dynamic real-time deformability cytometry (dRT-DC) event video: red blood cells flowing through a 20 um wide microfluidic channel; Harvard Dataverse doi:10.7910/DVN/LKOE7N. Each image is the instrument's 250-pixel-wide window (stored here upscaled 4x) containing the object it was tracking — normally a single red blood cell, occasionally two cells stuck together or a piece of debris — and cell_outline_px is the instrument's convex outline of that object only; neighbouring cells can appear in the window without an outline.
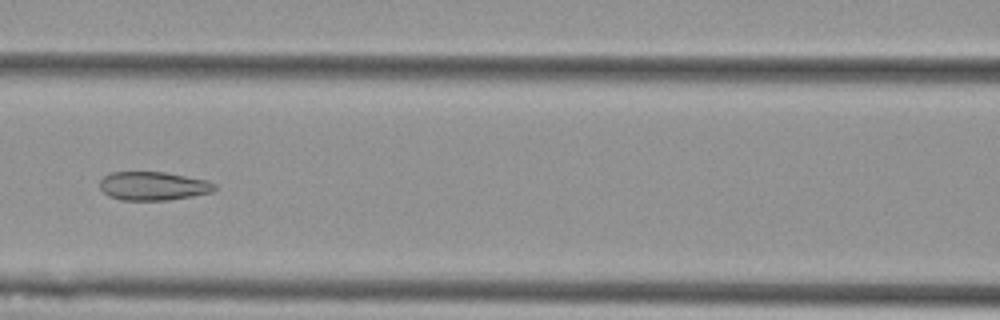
{"species": "Egyptian fruit bat (a non-hibernating species)", "species_latin": "Rousettus aegyptiacus", "temperature_condition": "cold", "stored_images_in_passage": 12, "camera_frame_rate_fps": 3000, "um_per_image_px": 0.085, "animal": {"sex": "female"}, "frame": {"image": 1, "passage_image": 7, "time_ms": 2.0, "image_size_px": [1000, 320], "cell_outline_px": [[216, 188], [212, 192], [192, 196], [168, 200], [120, 200], [108, 196], [100, 188], [100, 180], [104, 176], [112, 172], [164, 172], [208, 180], [216, 184]], "centroid_in_image_um": [13.02, 15.81], "position_along_channel_um": 153.6, "area_um2": 19.19}}
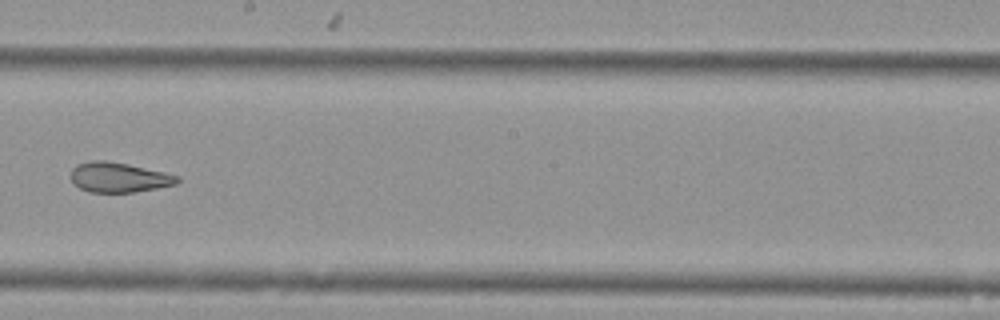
{"frame": {"image": 2, "passage_image": 9, "time_ms": 2.667, "image_size_px": [1000, 320], "cell_outline_px": [[180, 180], [176, 184], [156, 188], [132, 192], [88, 192], [80, 188], [72, 180], [72, 168], [76, 164], [92, 160], [104, 160], [128, 164], [164, 172], [180, 176]], "centroid_in_image_um": [10.1, 15.07], "position_along_channel_um": 238.1, "area_um2": 18.44}}
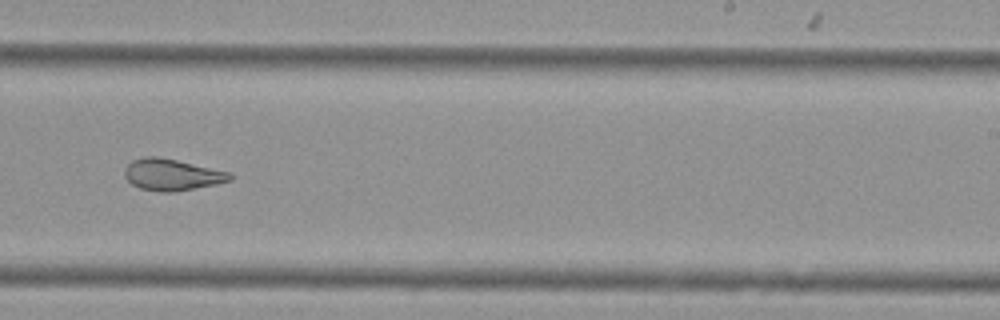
{"frame": {"image": 3, "passage_image": 10, "time_ms": 3.0, "image_size_px": [1000, 320], "cell_outline_px": [[232, 180], [216, 184], [172, 192], [160, 192], [140, 188], [132, 184], [124, 176], [124, 168], [132, 160], [144, 156], [160, 156], [232, 172]], "centroid_in_image_um": [14.61, 14.83], "position_along_channel_um": 274.4, "area_um2": 19.54}}